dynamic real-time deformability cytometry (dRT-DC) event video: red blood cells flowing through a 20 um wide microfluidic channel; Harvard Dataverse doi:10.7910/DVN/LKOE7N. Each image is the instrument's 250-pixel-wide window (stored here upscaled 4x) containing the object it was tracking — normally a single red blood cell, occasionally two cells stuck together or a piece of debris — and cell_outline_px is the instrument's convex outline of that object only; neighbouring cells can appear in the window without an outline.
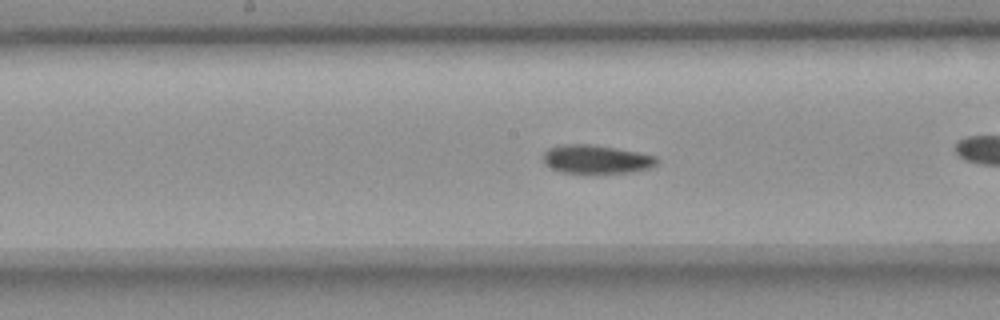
{"species": "common noctule bat (a hibernating species)", "species_latin": "Nyctalus noctula", "temperature_condition": "room temperature", "stored_images_in_passage": 40, "camera_frame_rate_fps": 3000, "um_per_image_px": 0.085, "animal": {"sex": "female", "body_mass_g": 18.4}, "frame": {"image": 1, "passage_image": 12, "time_ms": 3.667, "image_size_px": [1000, 320], "cell_outline_px": [[660, 160], [656, 164], [648, 168], [632, 172], [596, 176], [560, 172], [544, 164], [544, 152], [548, 148], [564, 144], [592, 144], [616, 148], [656, 156]], "centroid_in_image_um": [50.67, 13.58], "position_along_channel_um": 197.5, "area_um2": 19.71}}